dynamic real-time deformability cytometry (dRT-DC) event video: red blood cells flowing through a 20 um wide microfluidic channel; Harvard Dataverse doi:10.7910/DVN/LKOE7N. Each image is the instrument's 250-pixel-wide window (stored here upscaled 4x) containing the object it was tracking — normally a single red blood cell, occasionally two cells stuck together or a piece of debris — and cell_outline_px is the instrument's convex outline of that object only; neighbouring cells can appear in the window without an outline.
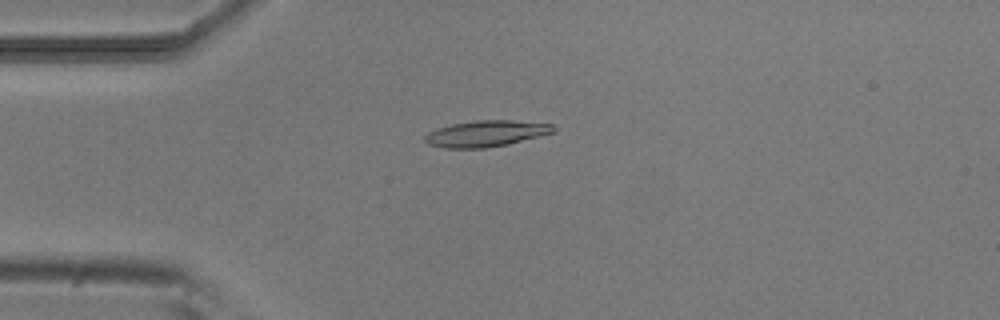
{"species": "common noctule bat (a hibernating species)", "species_latin": "Nyctalus noctula", "temperature_condition": "room temperature", "stored_images_in_passage": 16, "camera_frame_rate_fps": 3000, "um_per_image_px": 0.085, "animal": {"sex": "male", "body_mass_g": 20.5, "forearm_length_mm": 52.5}, "frame": {"image": 1, "passage_image": 13, "time_ms": 4.0, "image_size_px": [1000, 320], "cell_outline_px": [[556, 132], [508, 144], [484, 148], [444, 148], [428, 144], [424, 140], [424, 136], [428, 132], [436, 128], [452, 124], [476, 120], [512, 120], [552, 124], [556, 128]], "centroid_in_image_um": [41.31, 11.35], "position_along_channel_um": 43.7, "area_um2": 19.71}}